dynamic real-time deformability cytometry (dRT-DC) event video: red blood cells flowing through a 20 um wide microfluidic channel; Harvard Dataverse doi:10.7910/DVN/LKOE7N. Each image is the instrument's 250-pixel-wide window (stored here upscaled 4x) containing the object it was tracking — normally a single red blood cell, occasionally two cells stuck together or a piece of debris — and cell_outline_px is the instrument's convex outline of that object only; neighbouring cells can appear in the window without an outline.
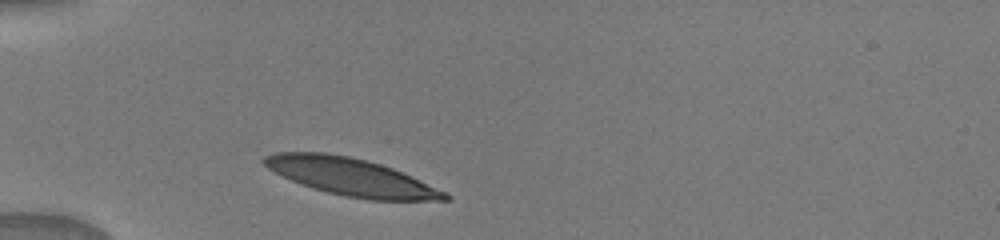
{"species": "human", "species_latin": "Homo sapiens", "temperature_condition": "warm", "stored_images_in_passage": 22, "camera_frame_rate_fps": 3000, "um_per_image_px": 0.085, "donor": {"sex": "male"}, "frame": {"image": 1, "passage_image": 1, "time_ms": 0.0, "image_size_px": [1000, 240], "cell_outline_px": [[452, 196], [448, 200], [368, 200], [344, 196], [312, 188], [292, 180], [268, 168], [260, 160], [264, 156], [276, 152], [324, 152], [348, 156], [368, 160], [392, 168], [412, 176], [448, 192]], "centroid_in_image_um": [29.88, 15.04], "position_along_channel_um": 55.1, "area_um2": 39.36}}
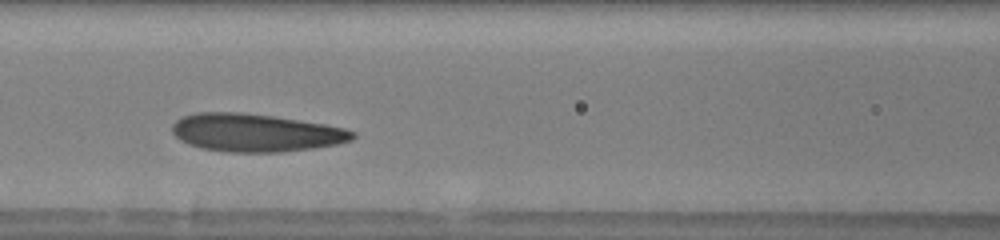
{"frame": {"image": 2, "passage_image": 7, "time_ms": 2.667, "image_size_px": [1000, 240], "cell_outline_px": [[356, 136], [352, 140], [336, 144], [312, 148], [280, 152], [228, 152], [200, 148], [188, 144], [180, 140], [172, 132], [172, 124], [176, 120], [184, 116], [196, 112], [244, 112], [272, 116], [324, 124], [344, 128], [356, 132]], "centroid_in_image_um": [21.7, 11.28], "position_along_channel_um": 144.9, "area_um2": 39.88}}
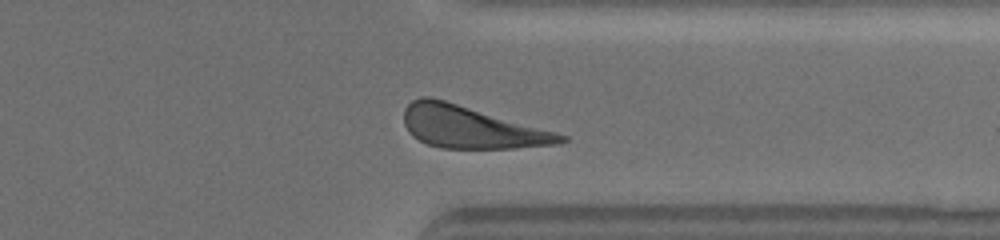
{"frame": {"image": 3, "passage_image": 20, "time_ms": 8.333, "image_size_px": [1000, 240], "cell_outline_px": [[568, 140], [560, 144], [512, 148], [440, 148], [428, 144], [412, 136], [408, 132], [404, 124], [404, 108], [412, 100], [420, 96], [432, 96], [556, 132], [568, 136]], "centroid_in_image_um": [40.01, 10.8], "position_along_channel_um": 371.4, "area_um2": 38.49}}